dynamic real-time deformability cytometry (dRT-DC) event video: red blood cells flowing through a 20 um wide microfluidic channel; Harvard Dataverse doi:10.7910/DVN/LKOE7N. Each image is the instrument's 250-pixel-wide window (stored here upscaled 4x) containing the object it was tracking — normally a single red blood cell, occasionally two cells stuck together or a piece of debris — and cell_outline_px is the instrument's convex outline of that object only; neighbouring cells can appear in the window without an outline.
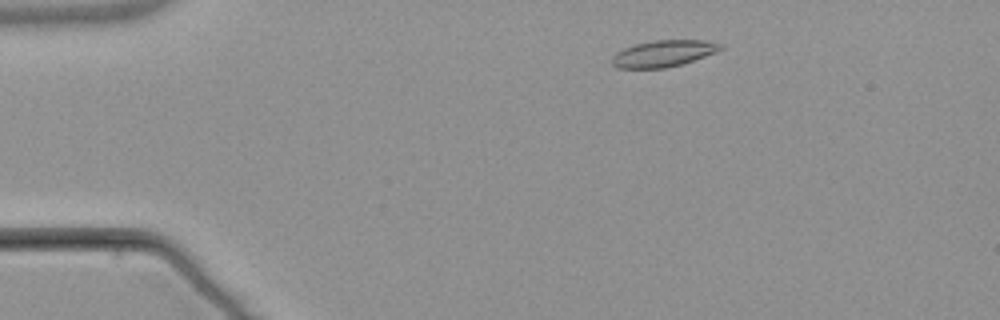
{"species": "common noctule bat (a hibernating species)", "species_latin": "Nyctalus noctula", "temperature_condition": "warm", "stored_images_in_passage": 4, "camera_frame_rate_fps": 3000, "um_per_image_px": 0.085, "animal": {"sex": "male", "body_mass_g": 21.5, "forearm_length_mm": 52.0}, "frame": {"image": 1, "passage_image": 2, "time_ms": 1.333, "image_size_px": [1000, 320], "cell_outline_px": [[724, 48], [716, 52], [680, 64], [664, 68], [620, 68], [612, 64], [612, 56], [616, 52], [624, 48], [636, 44], [652, 40], [704, 40], [724, 44]], "centroid_in_image_um": [56.4, 4.53], "position_along_channel_um": 28.6, "area_um2": 16.65}}